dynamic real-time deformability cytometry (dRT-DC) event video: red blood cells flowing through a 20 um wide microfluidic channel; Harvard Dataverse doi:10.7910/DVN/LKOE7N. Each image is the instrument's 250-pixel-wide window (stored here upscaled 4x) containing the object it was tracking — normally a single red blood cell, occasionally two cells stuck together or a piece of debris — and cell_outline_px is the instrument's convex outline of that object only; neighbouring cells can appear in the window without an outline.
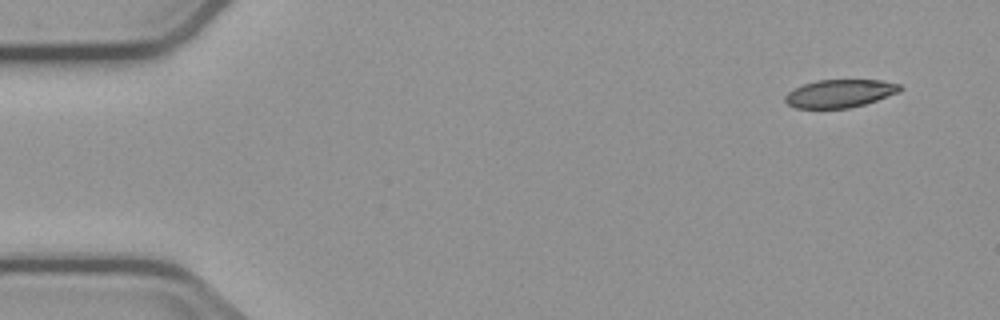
{"species": "common noctule bat (a hibernating species)", "species_latin": "Nyctalus noctula", "temperature_condition": "cold", "stored_images_in_passage": 7, "camera_frame_rate_fps": 3000, "um_per_image_px": 0.085, "animal": {"sex": "male", "body_mass_g": 23.1, "forearm_length_mm": 52.7}, "frame": {"image": 1, "passage_image": 1, "time_ms": 0.0, "image_size_px": [1000, 320], "cell_outline_px": [[904, 88], [900, 92], [864, 104], [848, 108], [796, 108], [788, 104], [784, 100], [784, 96], [788, 92], [804, 84], [816, 80], [880, 80], [900, 84]], "centroid_in_image_um": [71.4, 7.94], "position_along_channel_um": 13.6, "area_um2": 18.67}}
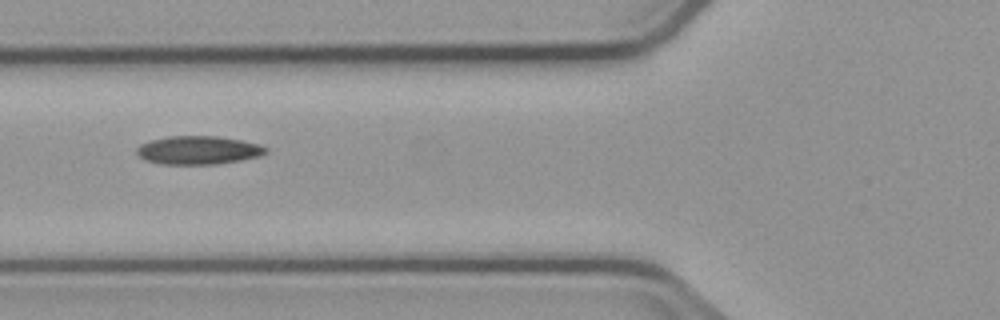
{"frame": {"image": 2, "passage_image": 6, "time_ms": 5.667, "image_size_px": [1000, 320], "cell_outline_px": [[268, 152], [260, 156], [240, 160], [216, 164], [160, 164], [144, 160], [136, 152], [136, 148], [140, 144], [152, 140], [168, 136], [216, 136], [240, 140], [260, 144], [268, 148]], "centroid_in_image_um": [16.86, 12.77], "position_along_channel_um": 108.9, "area_um2": 21.39}}
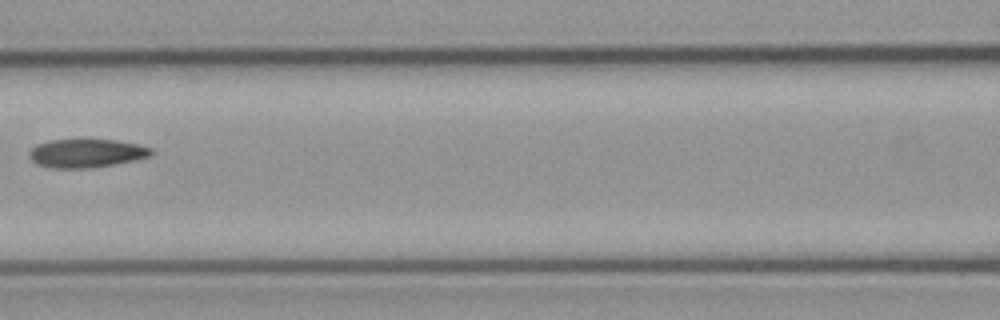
{"frame": {"image": 3, "passage_image": 7, "time_ms": 7.0, "image_size_px": [1000, 320], "cell_outline_px": [[156, 152], [148, 156], [136, 160], [92, 168], [48, 168], [36, 164], [28, 156], [28, 152], [36, 144], [48, 140], [116, 140], [136, 144], [152, 148]], "centroid_in_image_um": [7.32, 13.03], "position_along_channel_um": 159.3, "area_um2": 20.4}}